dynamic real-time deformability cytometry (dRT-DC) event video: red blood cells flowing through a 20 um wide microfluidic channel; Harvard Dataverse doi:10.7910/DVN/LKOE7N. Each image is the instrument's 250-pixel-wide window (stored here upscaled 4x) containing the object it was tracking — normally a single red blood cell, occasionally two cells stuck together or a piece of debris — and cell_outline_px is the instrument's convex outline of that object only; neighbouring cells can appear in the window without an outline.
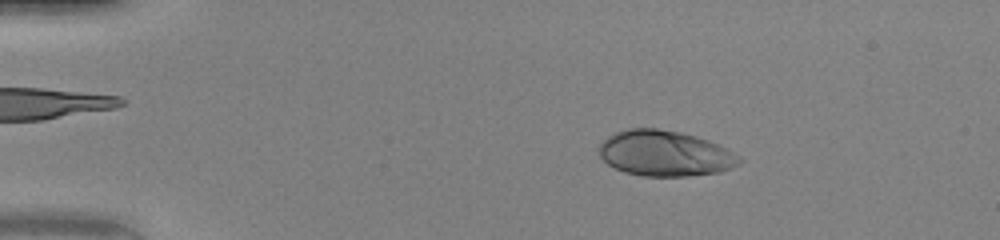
{"species": "human", "species_latin": "Homo sapiens", "temperature_condition": "warm", "stored_images_in_passage": 50, "camera_frame_rate_fps": 3000, "um_per_image_px": 0.085, "donor": {"sex": "female"}, "frame": {"image": 1, "passage_image": 9, "time_ms": 2.667, "image_size_px": [1000, 240], "cell_outline_px": [[744, 160], [740, 164], [720, 172], [688, 176], [640, 176], [624, 172], [608, 164], [600, 156], [600, 144], [608, 136], [616, 132], [628, 128], [656, 128], [680, 132], [696, 136], [708, 140], [728, 148], [740, 156]], "centroid_in_image_um": [56.56, 13.04], "position_along_channel_um": 28.4, "area_um2": 37.45}}
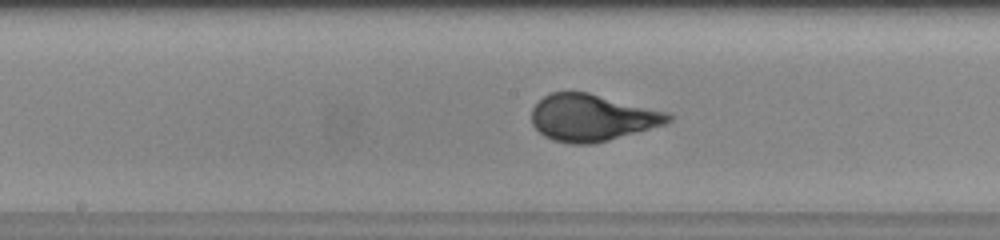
{"frame": {"image": 2, "passage_image": 27, "time_ms": 8.667, "image_size_px": [1000, 240], "cell_outline_px": [[672, 120], [664, 124], [608, 140], [592, 144], [572, 144], [552, 140], [544, 136], [532, 124], [532, 108], [544, 96], [552, 92], [588, 92], [668, 112], [672, 116]], "centroid_in_image_um": [50.3, 10.0], "position_along_channel_um": 197.9, "area_um2": 36.99}}
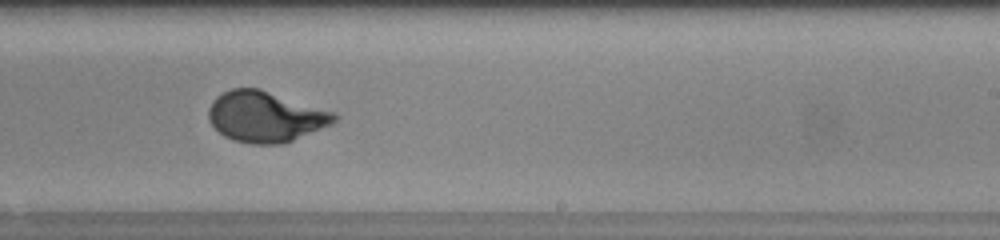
{"frame": {"image": 3, "passage_image": 32, "time_ms": 10.333, "image_size_px": [1000, 240], "cell_outline_px": [[340, 116], [332, 124], [284, 144], [252, 144], [232, 140], [224, 136], [208, 120], [208, 108], [212, 100], [216, 96], [232, 88], [260, 88], [336, 112]], "centroid_in_image_um": [22.58, 9.91], "position_along_channel_um": 266.4, "area_um2": 37.51}, "authors_computed_cell_mechanics": {"area_um2": 36.8764, "velocity_mm_per_s": 4.1258, "shape_relaxation_time_tau1_ms": 4.4499, "shape_relaxation_time_tau2_ms": null, "deformation_change_tau1": 0.2371, "deformation_change_tau2": null}}